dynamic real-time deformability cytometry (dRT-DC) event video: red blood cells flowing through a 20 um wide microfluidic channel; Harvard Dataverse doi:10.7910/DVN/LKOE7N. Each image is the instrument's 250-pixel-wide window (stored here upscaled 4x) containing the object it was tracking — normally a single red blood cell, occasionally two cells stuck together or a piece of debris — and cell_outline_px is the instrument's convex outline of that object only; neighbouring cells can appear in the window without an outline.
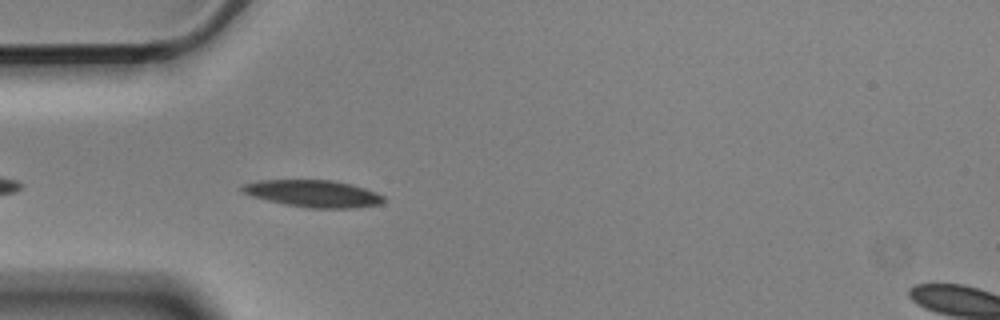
{"species": "Egyptian fruit bat (a non-hibernating species)", "species_latin": "Rousettus aegyptiacus", "temperature_condition": "cold", "stored_images_in_passage": 18, "camera_frame_rate_fps": 3000, "um_per_image_px": 0.085, "animal": {"sex": "male"}, "frame": {"image": 1, "passage_image": 4, "time_ms": 1.0, "image_size_px": [1000, 320], "cell_outline_px": [[384, 200], [380, 204], [352, 208], [308, 208], [284, 204], [252, 196], [244, 192], [240, 188], [244, 184], [256, 180], [332, 180], [352, 184], [376, 192], [384, 196]], "centroid_in_image_um": [26.63, 16.45], "position_along_channel_um": 58.4, "area_um2": 22.2}}
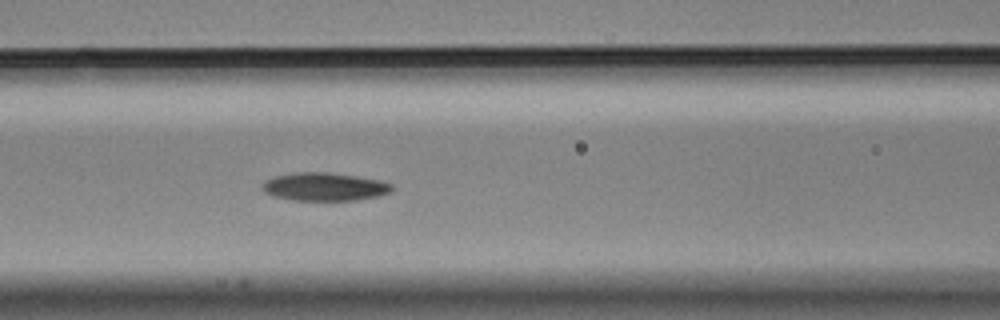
{"frame": {"image": 2, "passage_image": 11, "time_ms": 3.333, "image_size_px": [1000, 320], "cell_outline_px": [[392, 192], [380, 196], [356, 200], [292, 200], [272, 196], [264, 192], [260, 188], [264, 180], [276, 176], [296, 172], [324, 172], [356, 176], [376, 180], [392, 184]], "centroid_in_image_um": [27.54, 15.88], "position_along_channel_um": 139.1, "area_um2": 21.27}}
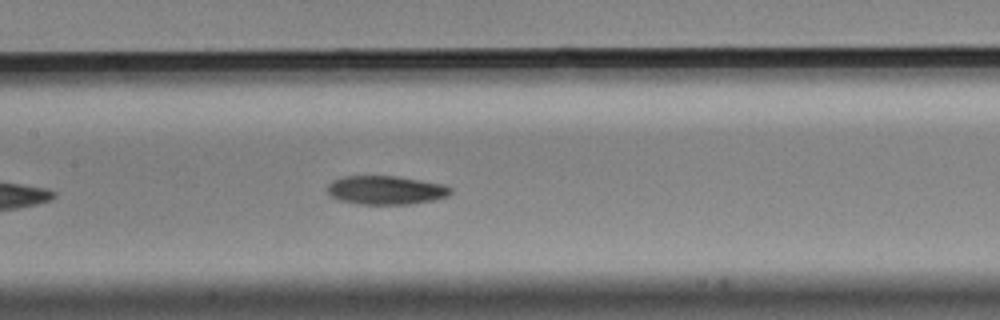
{"frame": {"image": 3, "passage_image": 14, "time_ms": 4.333, "image_size_px": [1000, 320], "cell_outline_px": [[452, 192], [448, 196], [436, 200], [412, 204], [356, 204], [340, 200], [332, 196], [324, 188], [332, 180], [344, 176], [396, 176], [444, 184], [452, 188]], "centroid_in_image_um": [32.8, 16.16], "position_along_channel_um": 174.6, "area_um2": 20.87}}